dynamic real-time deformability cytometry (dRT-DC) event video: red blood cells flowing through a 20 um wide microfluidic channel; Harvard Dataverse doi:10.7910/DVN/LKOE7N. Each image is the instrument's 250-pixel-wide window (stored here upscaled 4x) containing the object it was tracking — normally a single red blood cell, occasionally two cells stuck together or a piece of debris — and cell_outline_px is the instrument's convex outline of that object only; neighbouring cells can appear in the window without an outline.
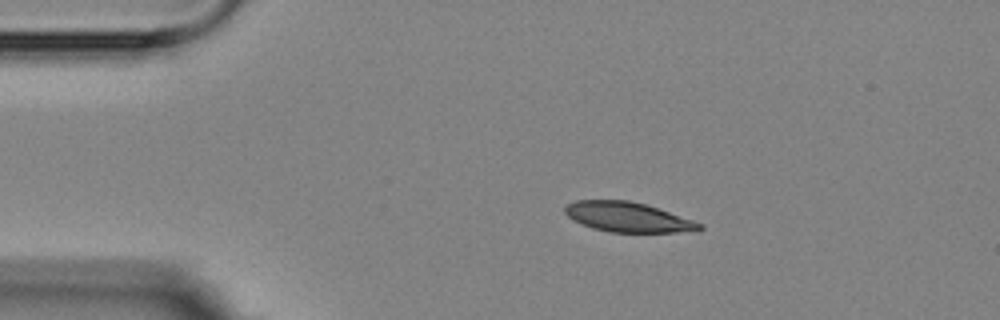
{"species": "Egyptian fruit bat (a non-hibernating species)", "species_latin": "Rousettus aegyptiacus", "temperature_condition": "room temperature", "stored_images_in_passage": 2, "camera_frame_rate_fps": 3000, "um_per_image_px": 0.085, "animal": {"sex": "female"}, "frame": {"image": 1, "passage_image": 1, "time_ms": 0.0, "image_size_px": [1000, 320], "cell_outline_px": [[704, 228], [676, 232], [608, 232], [592, 228], [580, 224], [568, 216], [564, 212], [564, 208], [568, 204], [576, 200], [628, 200], [644, 204], [704, 224]], "centroid_in_image_um": [53.3, 18.45], "position_along_channel_um": 31.7, "area_um2": 23.06}}